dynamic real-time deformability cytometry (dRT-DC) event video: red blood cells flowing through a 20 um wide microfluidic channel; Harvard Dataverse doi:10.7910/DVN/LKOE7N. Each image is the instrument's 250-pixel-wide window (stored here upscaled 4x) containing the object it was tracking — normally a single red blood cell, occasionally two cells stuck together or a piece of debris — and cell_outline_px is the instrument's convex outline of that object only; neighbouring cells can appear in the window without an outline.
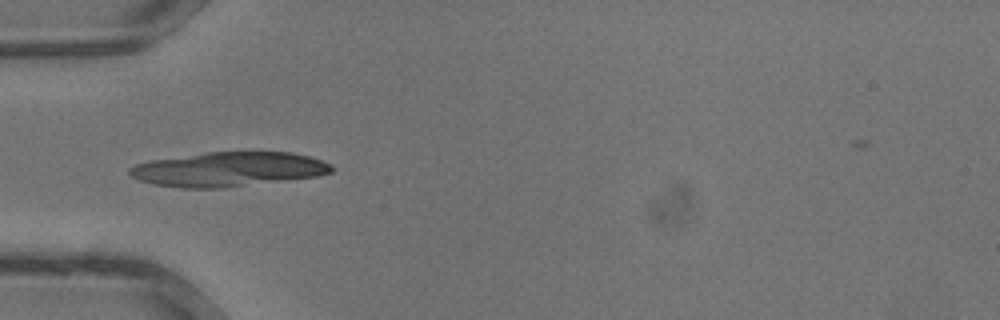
{"species": "common noctule bat (a hibernating species)", "species_latin": "Nyctalus noctula", "temperature_condition": "warm", "stored_images_in_passage": 22, "camera_frame_rate_fps": 3000, "um_per_image_px": 0.085, "animal": {"sex": "male", "body_mass_g": 13.3}, "frame": {"image": 1, "passage_image": 4, "time_ms": 1.0, "image_size_px": [1000, 320], "cell_outline_px": [[336, 168], [332, 172], [320, 176], [220, 188], [184, 188], [152, 184], [140, 180], [132, 176], [128, 172], [128, 168], [136, 164], [152, 160], [208, 152], [292, 152], [308, 156], [332, 164]], "centroid_in_image_um": [19.45, 14.39], "position_along_channel_um": 65.6, "area_um2": 40.46}}
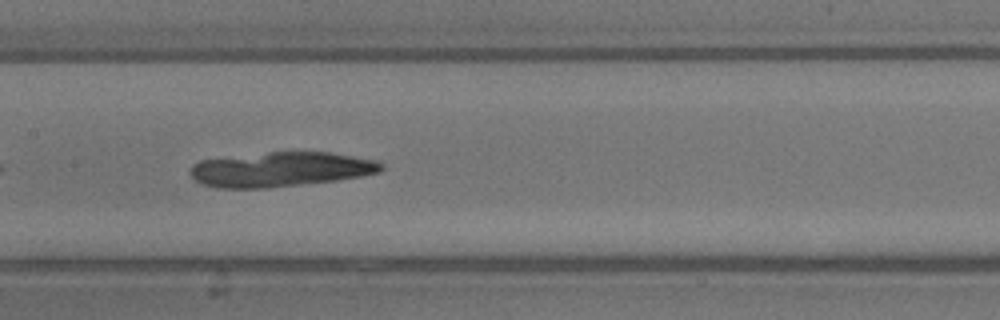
{"frame": {"image": 2, "passage_image": 10, "time_ms": 3.0, "image_size_px": [1000, 320], "cell_outline_px": [[384, 168], [380, 172], [360, 176], [336, 180], [268, 188], [220, 188], [200, 184], [188, 172], [192, 164], [200, 160], [268, 152], [328, 152], [380, 160], [384, 164]], "centroid_in_image_um": [23.87, 14.39], "position_along_channel_um": 183.5, "area_um2": 38.78}}